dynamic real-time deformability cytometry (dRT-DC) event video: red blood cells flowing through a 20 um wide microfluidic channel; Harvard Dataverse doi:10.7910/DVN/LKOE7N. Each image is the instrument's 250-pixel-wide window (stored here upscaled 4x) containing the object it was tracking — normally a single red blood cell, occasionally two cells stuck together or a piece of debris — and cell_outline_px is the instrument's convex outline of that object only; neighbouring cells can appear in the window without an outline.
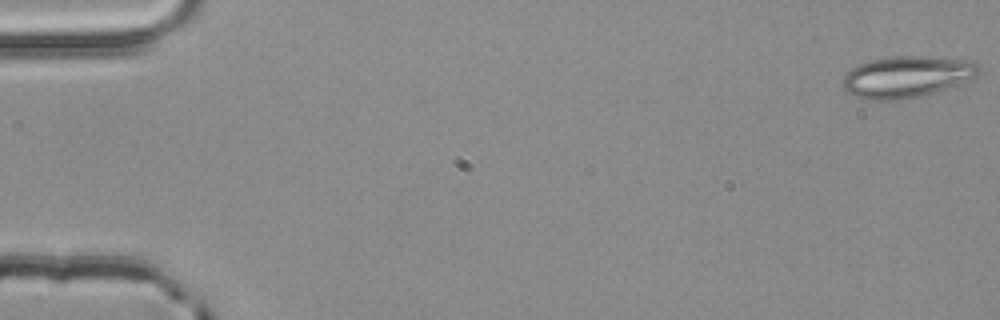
{"species": "common noctule bat (a hibernating species)", "species_latin": "Nyctalus noctula", "temperature_condition": "room temperature", "stored_images_in_passage": 4, "camera_frame_rate_fps": 3000, "um_per_image_px": 0.085, "animal": {"sex": "male", "body_mass_g": 20.4}, "frame": {"image": 1, "passage_image": 1, "time_ms": 0.0, "image_size_px": [1000, 320], "cell_outline_px": [[980, 68], [976, 76], [972, 80], [936, 92], [920, 96], [896, 100], [872, 100], [856, 96], [848, 92], [844, 88], [844, 76], [852, 68], [860, 64], [872, 60], [892, 56], [924, 56], [968, 60], [976, 64]], "centroid_in_image_um": [77.12, 6.53], "position_along_channel_um": 7.9, "area_um2": 32.66}}